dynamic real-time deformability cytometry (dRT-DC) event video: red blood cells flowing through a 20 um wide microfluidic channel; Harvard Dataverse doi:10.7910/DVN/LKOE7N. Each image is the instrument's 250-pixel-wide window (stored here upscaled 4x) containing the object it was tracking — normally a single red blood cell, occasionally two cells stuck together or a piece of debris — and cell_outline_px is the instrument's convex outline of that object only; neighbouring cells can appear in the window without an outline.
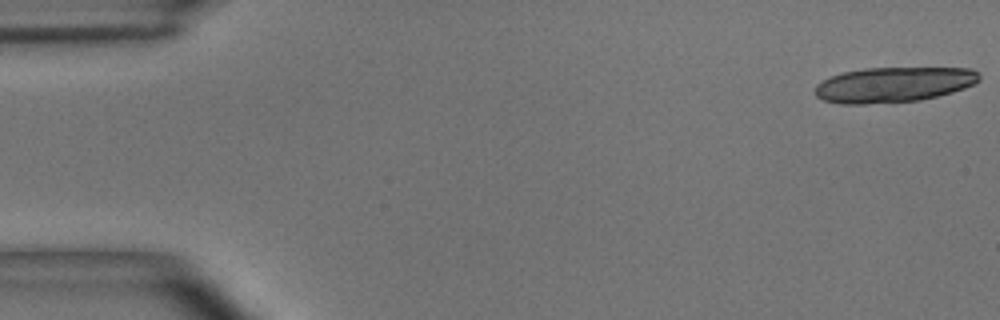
{"species": "common noctule bat (a hibernating species)", "species_latin": "Nyctalus noctula", "temperature_condition": "room temperature", "stored_images_in_passage": 8, "camera_frame_rate_fps": 3000, "um_per_image_px": 0.085, "animal": {"sex": "male", "body_mass_g": 15.6}, "frame": {"image": 1, "passage_image": 1, "time_ms": 0.0, "image_size_px": [1000, 320], "cell_outline_px": [[980, 80], [964, 88], [952, 92], [920, 100], [864, 104], [840, 104], [824, 100], [816, 96], [816, 84], [832, 76], [844, 72], [864, 68], [972, 68], [980, 76]], "centroid_in_image_um": [75.95, 7.19], "position_along_channel_um": 9.0, "area_um2": 33.47}}